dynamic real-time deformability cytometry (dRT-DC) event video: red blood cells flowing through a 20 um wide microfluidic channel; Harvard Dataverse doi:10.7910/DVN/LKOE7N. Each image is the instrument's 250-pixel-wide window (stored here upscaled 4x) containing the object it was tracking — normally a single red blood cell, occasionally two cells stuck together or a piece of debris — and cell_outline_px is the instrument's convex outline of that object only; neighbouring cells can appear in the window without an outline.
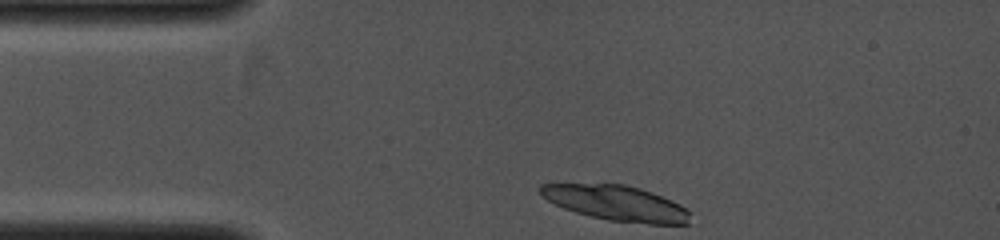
{"species": "common noctule bat (a hibernating species)", "species_latin": "Nyctalus noctula", "temperature_condition": "cold", "stored_images_in_passage": 2, "camera_frame_rate_fps": 4000, "um_per_image_px": 0.085, "animal": {"sex": "female", "body_mass_g": 19.0, "forearm_length_mm": 53.3}, "frame": {"image": 1, "passage_image": 1, "time_ms": 0.0, "image_size_px": [1000, 240], "cell_outline_px": [[692, 212], [688, 224], [648, 224], [608, 220], [576, 212], [564, 208], [548, 200], [540, 192], [540, 184], [624, 184], [640, 188], [652, 192], [680, 204]], "centroid_in_image_um": [52.45, 17.27], "position_along_channel_um": 32.5, "area_um2": 30.52}}